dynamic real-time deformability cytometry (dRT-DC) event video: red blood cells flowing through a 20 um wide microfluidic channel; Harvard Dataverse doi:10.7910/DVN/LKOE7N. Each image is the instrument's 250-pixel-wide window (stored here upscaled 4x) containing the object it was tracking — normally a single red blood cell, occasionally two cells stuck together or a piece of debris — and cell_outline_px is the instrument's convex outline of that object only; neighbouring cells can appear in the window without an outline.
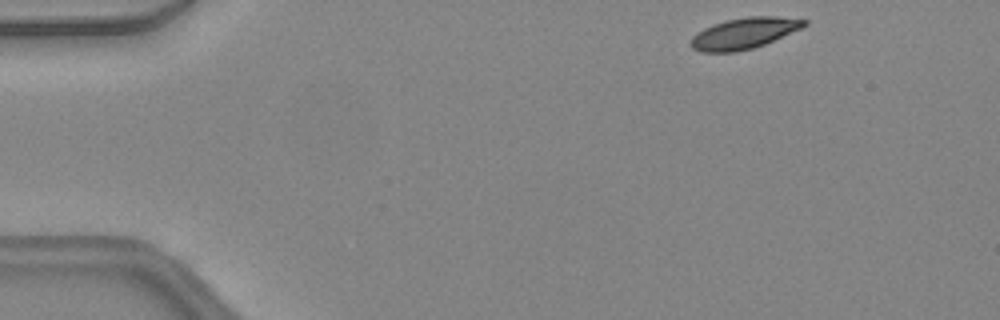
{"species": "common noctule bat (a hibernating species)", "species_latin": "Nyctalus noctula", "temperature_condition": "warm", "stored_images_in_passage": 41, "camera_frame_rate_fps": 3000, "um_per_image_px": 0.085, "animal": {"sex": "female", "body_mass_g": 24.6, "forearm_length_mm": 56.2}, "frame": {"image": 1, "passage_image": 1, "time_ms": 0.0, "image_size_px": [1000, 320], "cell_outline_px": [[808, 24], [800, 28], [764, 44], [752, 48], [736, 52], [700, 52], [692, 48], [688, 44], [692, 36], [696, 32], [712, 24], [728, 20], [748, 16], [776, 16], [808, 20]], "centroid_in_image_um": [63.18, 2.83], "position_along_channel_um": 21.8, "area_um2": 20.46}}
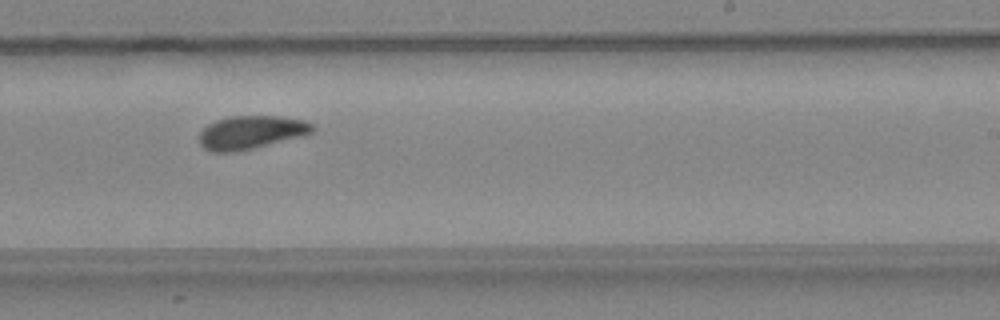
{"frame": {"image": 2, "passage_image": 24, "time_ms": 7.667, "image_size_px": [1000, 320], "cell_outline_px": [[316, 128], [312, 132], [304, 136], [236, 152], [212, 152], [204, 148], [200, 144], [200, 132], [208, 124], [216, 120], [232, 116], [280, 116], [304, 120], [312, 124]], "centroid_in_image_um": [21.36, 11.25], "position_along_channel_um": 267.6, "area_um2": 22.02}}
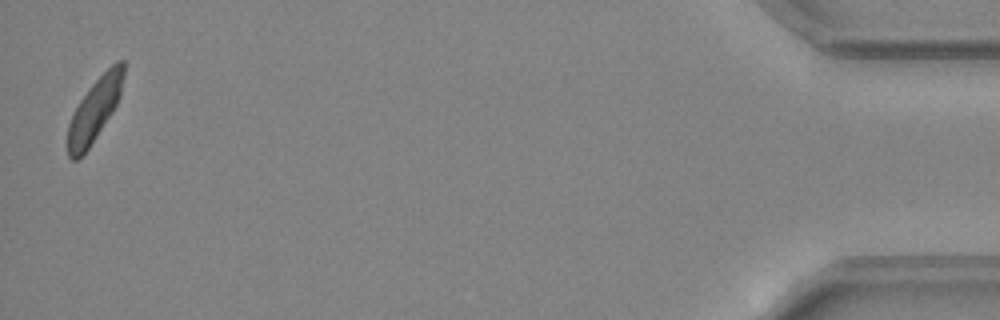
{"frame": {"image": 3, "passage_image": 41, "time_ms": 13.333, "image_size_px": [1000, 320], "cell_outline_px": [[124, 76], [120, 96], [112, 112], [88, 148], [76, 160], [72, 160], [68, 156], [68, 124], [72, 112], [88, 88], [116, 60], [124, 60]], "centroid_in_image_um": [8.04, 9.3], "position_along_channel_um": 427.2, "area_um2": 20.17}, "authors_computed_cell_mechanics": {"area_um2": 21.6172, "velocity_mm_per_s": 4.4394, "shape_relaxation_time_tau1_ms": 3.4955, "shape_relaxation_time_tau2_ms": 4.1899, "deformation_change_tau1": 0.1265, "deformation_change_tau2": 0.0916}}